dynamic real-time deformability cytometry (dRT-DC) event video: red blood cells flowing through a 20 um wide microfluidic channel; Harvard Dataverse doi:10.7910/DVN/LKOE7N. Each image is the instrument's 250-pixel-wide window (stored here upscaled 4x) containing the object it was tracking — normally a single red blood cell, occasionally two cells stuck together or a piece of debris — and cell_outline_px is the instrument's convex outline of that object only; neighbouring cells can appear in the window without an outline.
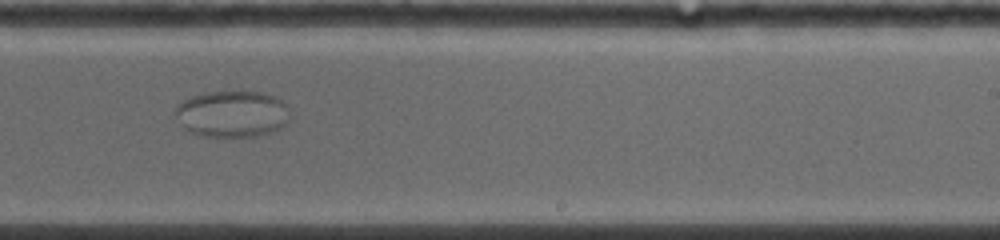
{"species": "common noctule bat (a hibernating species)", "species_latin": "Nyctalus noctula", "temperature_condition": "warm", "stored_images_in_passage": 37, "camera_frame_rate_fps": 5000, "um_per_image_px": 0.085, "animal": {"sex": "female", "body_mass_g": 19.0, "forearm_length_mm": 53.3}, "frame": {"image": 1, "passage_image": 22, "time_ms": 7.0, "image_size_px": [1000, 240], "cell_outline_px": [[292, 108], [288, 120], [280, 128], [256, 136], [200, 136], [184, 128], [180, 124], [176, 116], [176, 108], [184, 100], [192, 96], [204, 92], [260, 92], [272, 96], [280, 100]], "centroid_in_image_um": [19.75, 9.68], "position_along_channel_um": 269.2, "area_um2": 30.87}}